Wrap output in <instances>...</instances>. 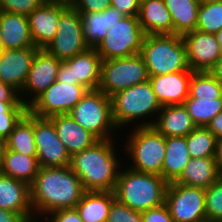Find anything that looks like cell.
Masks as SVG:
<instances>
[{
    "mask_svg": "<svg viewBox=\"0 0 222 222\" xmlns=\"http://www.w3.org/2000/svg\"><path fill=\"white\" fill-rule=\"evenodd\" d=\"M84 192L80 178L69 166L40 167L30 185L35 218L44 219L57 210L75 208Z\"/></svg>",
    "mask_w": 222,
    "mask_h": 222,
    "instance_id": "cell-1",
    "label": "cell"
},
{
    "mask_svg": "<svg viewBox=\"0 0 222 222\" xmlns=\"http://www.w3.org/2000/svg\"><path fill=\"white\" fill-rule=\"evenodd\" d=\"M114 144L113 139L99 140L70 157L69 167L80 178L85 191H114L122 167Z\"/></svg>",
    "mask_w": 222,
    "mask_h": 222,
    "instance_id": "cell-2",
    "label": "cell"
},
{
    "mask_svg": "<svg viewBox=\"0 0 222 222\" xmlns=\"http://www.w3.org/2000/svg\"><path fill=\"white\" fill-rule=\"evenodd\" d=\"M121 167L114 189L115 199L129 208L144 212L165 203L168 182L158 174Z\"/></svg>",
    "mask_w": 222,
    "mask_h": 222,
    "instance_id": "cell-3",
    "label": "cell"
},
{
    "mask_svg": "<svg viewBox=\"0 0 222 222\" xmlns=\"http://www.w3.org/2000/svg\"><path fill=\"white\" fill-rule=\"evenodd\" d=\"M110 98L113 119L118 130L120 129L121 131L123 130L122 127L130 125V123L133 124L137 120L136 127L153 126L156 121L154 118L158 116L162 108L149 80L120 90L110 96ZM148 117L149 119L147 120L146 118ZM151 117L152 119L150 120ZM139 121L142 122L140 123Z\"/></svg>",
    "mask_w": 222,
    "mask_h": 222,
    "instance_id": "cell-4",
    "label": "cell"
},
{
    "mask_svg": "<svg viewBox=\"0 0 222 222\" xmlns=\"http://www.w3.org/2000/svg\"><path fill=\"white\" fill-rule=\"evenodd\" d=\"M140 55L144 59L149 76L192 71L181 35H145Z\"/></svg>",
    "mask_w": 222,
    "mask_h": 222,
    "instance_id": "cell-5",
    "label": "cell"
},
{
    "mask_svg": "<svg viewBox=\"0 0 222 222\" xmlns=\"http://www.w3.org/2000/svg\"><path fill=\"white\" fill-rule=\"evenodd\" d=\"M126 138L124 150L132 160L129 168L138 172L153 173L162 176L165 159V136L153 126L132 127ZM130 155V156H129ZM133 165V166H132Z\"/></svg>",
    "mask_w": 222,
    "mask_h": 222,
    "instance_id": "cell-6",
    "label": "cell"
},
{
    "mask_svg": "<svg viewBox=\"0 0 222 222\" xmlns=\"http://www.w3.org/2000/svg\"><path fill=\"white\" fill-rule=\"evenodd\" d=\"M69 115L99 140L113 139V133L118 130L113 119L111 98L99 90H88Z\"/></svg>",
    "mask_w": 222,
    "mask_h": 222,
    "instance_id": "cell-7",
    "label": "cell"
},
{
    "mask_svg": "<svg viewBox=\"0 0 222 222\" xmlns=\"http://www.w3.org/2000/svg\"><path fill=\"white\" fill-rule=\"evenodd\" d=\"M146 64L140 54L102 60L101 80L98 87L107 96L148 81Z\"/></svg>",
    "mask_w": 222,
    "mask_h": 222,
    "instance_id": "cell-8",
    "label": "cell"
},
{
    "mask_svg": "<svg viewBox=\"0 0 222 222\" xmlns=\"http://www.w3.org/2000/svg\"><path fill=\"white\" fill-rule=\"evenodd\" d=\"M145 35L138 16H125L112 25L95 49L102 60L140 54Z\"/></svg>",
    "mask_w": 222,
    "mask_h": 222,
    "instance_id": "cell-9",
    "label": "cell"
},
{
    "mask_svg": "<svg viewBox=\"0 0 222 222\" xmlns=\"http://www.w3.org/2000/svg\"><path fill=\"white\" fill-rule=\"evenodd\" d=\"M85 43L81 15L68 5L61 13L55 37L45 48L58 60L65 61L88 49Z\"/></svg>",
    "mask_w": 222,
    "mask_h": 222,
    "instance_id": "cell-10",
    "label": "cell"
},
{
    "mask_svg": "<svg viewBox=\"0 0 222 222\" xmlns=\"http://www.w3.org/2000/svg\"><path fill=\"white\" fill-rule=\"evenodd\" d=\"M165 205L174 222H206L205 188L171 182Z\"/></svg>",
    "mask_w": 222,
    "mask_h": 222,
    "instance_id": "cell-11",
    "label": "cell"
},
{
    "mask_svg": "<svg viewBox=\"0 0 222 222\" xmlns=\"http://www.w3.org/2000/svg\"><path fill=\"white\" fill-rule=\"evenodd\" d=\"M87 91L83 85L65 84L56 80L28 106V111L43 118L69 114Z\"/></svg>",
    "mask_w": 222,
    "mask_h": 222,
    "instance_id": "cell-12",
    "label": "cell"
},
{
    "mask_svg": "<svg viewBox=\"0 0 222 222\" xmlns=\"http://www.w3.org/2000/svg\"><path fill=\"white\" fill-rule=\"evenodd\" d=\"M102 58L95 48H88L70 59L61 61L57 81L83 85L88 90H98L101 80Z\"/></svg>",
    "mask_w": 222,
    "mask_h": 222,
    "instance_id": "cell-13",
    "label": "cell"
},
{
    "mask_svg": "<svg viewBox=\"0 0 222 222\" xmlns=\"http://www.w3.org/2000/svg\"><path fill=\"white\" fill-rule=\"evenodd\" d=\"M34 139L40 167H67L70 155L59 139L53 121L34 115Z\"/></svg>",
    "mask_w": 222,
    "mask_h": 222,
    "instance_id": "cell-14",
    "label": "cell"
},
{
    "mask_svg": "<svg viewBox=\"0 0 222 222\" xmlns=\"http://www.w3.org/2000/svg\"><path fill=\"white\" fill-rule=\"evenodd\" d=\"M60 63L61 60H58L45 49H38L32 60L22 91L19 93V99L25 105L29 106L39 95H41L57 80Z\"/></svg>",
    "mask_w": 222,
    "mask_h": 222,
    "instance_id": "cell-15",
    "label": "cell"
},
{
    "mask_svg": "<svg viewBox=\"0 0 222 222\" xmlns=\"http://www.w3.org/2000/svg\"><path fill=\"white\" fill-rule=\"evenodd\" d=\"M182 39L192 71H209L222 55L214 34L196 29L182 35Z\"/></svg>",
    "mask_w": 222,
    "mask_h": 222,
    "instance_id": "cell-16",
    "label": "cell"
},
{
    "mask_svg": "<svg viewBox=\"0 0 222 222\" xmlns=\"http://www.w3.org/2000/svg\"><path fill=\"white\" fill-rule=\"evenodd\" d=\"M37 47L3 49L0 51V82L18 94L22 91Z\"/></svg>",
    "mask_w": 222,
    "mask_h": 222,
    "instance_id": "cell-17",
    "label": "cell"
},
{
    "mask_svg": "<svg viewBox=\"0 0 222 222\" xmlns=\"http://www.w3.org/2000/svg\"><path fill=\"white\" fill-rule=\"evenodd\" d=\"M68 5L44 1L27 17L35 47L45 49L55 37L60 13Z\"/></svg>",
    "mask_w": 222,
    "mask_h": 222,
    "instance_id": "cell-18",
    "label": "cell"
},
{
    "mask_svg": "<svg viewBox=\"0 0 222 222\" xmlns=\"http://www.w3.org/2000/svg\"><path fill=\"white\" fill-rule=\"evenodd\" d=\"M194 71H180L149 76V82L161 106L181 105L189 96L190 80Z\"/></svg>",
    "mask_w": 222,
    "mask_h": 222,
    "instance_id": "cell-19",
    "label": "cell"
},
{
    "mask_svg": "<svg viewBox=\"0 0 222 222\" xmlns=\"http://www.w3.org/2000/svg\"><path fill=\"white\" fill-rule=\"evenodd\" d=\"M0 209L22 215L27 221L34 219L30 200V186L0 173Z\"/></svg>",
    "mask_w": 222,
    "mask_h": 222,
    "instance_id": "cell-20",
    "label": "cell"
},
{
    "mask_svg": "<svg viewBox=\"0 0 222 222\" xmlns=\"http://www.w3.org/2000/svg\"><path fill=\"white\" fill-rule=\"evenodd\" d=\"M50 119L70 156L90 148L99 141L95 135L84 129L69 114L55 115Z\"/></svg>",
    "mask_w": 222,
    "mask_h": 222,
    "instance_id": "cell-21",
    "label": "cell"
},
{
    "mask_svg": "<svg viewBox=\"0 0 222 222\" xmlns=\"http://www.w3.org/2000/svg\"><path fill=\"white\" fill-rule=\"evenodd\" d=\"M0 32L3 49L35 47L26 15L0 11Z\"/></svg>",
    "mask_w": 222,
    "mask_h": 222,
    "instance_id": "cell-22",
    "label": "cell"
},
{
    "mask_svg": "<svg viewBox=\"0 0 222 222\" xmlns=\"http://www.w3.org/2000/svg\"><path fill=\"white\" fill-rule=\"evenodd\" d=\"M153 127L165 137H186L196 125L184 104L162 106Z\"/></svg>",
    "mask_w": 222,
    "mask_h": 222,
    "instance_id": "cell-23",
    "label": "cell"
},
{
    "mask_svg": "<svg viewBox=\"0 0 222 222\" xmlns=\"http://www.w3.org/2000/svg\"><path fill=\"white\" fill-rule=\"evenodd\" d=\"M146 35L173 34V22L164 0H142L138 15Z\"/></svg>",
    "mask_w": 222,
    "mask_h": 222,
    "instance_id": "cell-24",
    "label": "cell"
},
{
    "mask_svg": "<svg viewBox=\"0 0 222 222\" xmlns=\"http://www.w3.org/2000/svg\"><path fill=\"white\" fill-rule=\"evenodd\" d=\"M80 15L85 43L89 48H96L112 25L125 17L111 6L101 12L80 13Z\"/></svg>",
    "mask_w": 222,
    "mask_h": 222,
    "instance_id": "cell-25",
    "label": "cell"
},
{
    "mask_svg": "<svg viewBox=\"0 0 222 222\" xmlns=\"http://www.w3.org/2000/svg\"><path fill=\"white\" fill-rule=\"evenodd\" d=\"M37 156H29L3 148L0 158V173L16 180L23 181L29 186L39 172Z\"/></svg>",
    "mask_w": 222,
    "mask_h": 222,
    "instance_id": "cell-26",
    "label": "cell"
},
{
    "mask_svg": "<svg viewBox=\"0 0 222 222\" xmlns=\"http://www.w3.org/2000/svg\"><path fill=\"white\" fill-rule=\"evenodd\" d=\"M222 173L214 157L191 158L181 176L175 181L186 186L208 188Z\"/></svg>",
    "mask_w": 222,
    "mask_h": 222,
    "instance_id": "cell-27",
    "label": "cell"
},
{
    "mask_svg": "<svg viewBox=\"0 0 222 222\" xmlns=\"http://www.w3.org/2000/svg\"><path fill=\"white\" fill-rule=\"evenodd\" d=\"M191 159L186 137H165V159L162 177L168 182H175L183 173Z\"/></svg>",
    "mask_w": 222,
    "mask_h": 222,
    "instance_id": "cell-28",
    "label": "cell"
},
{
    "mask_svg": "<svg viewBox=\"0 0 222 222\" xmlns=\"http://www.w3.org/2000/svg\"><path fill=\"white\" fill-rule=\"evenodd\" d=\"M114 199V192L85 191L75 208L83 222H107L109 209Z\"/></svg>",
    "mask_w": 222,
    "mask_h": 222,
    "instance_id": "cell-29",
    "label": "cell"
},
{
    "mask_svg": "<svg viewBox=\"0 0 222 222\" xmlns=\"http://www.w3.org/2000/svg\"><path fill=\"white\" fill-rule=\"evenodd\" d=\"M173 22V34L196 30L199 0H164Z\"/></svg>",
    "mask_w": 222,
    "mask_h": 222,
    "instance_id": "cell-30",
    "label": "cell"
},
{
    "mask_svg": "<svg viewBox=\"0 0 222 222\" xmlns=\"http://www.w3.org/2000/svg\"><path fill=\"white\" fill-rule=\"evenodd\" d=\"M4 144L8 150L20 152L24 155L37 156L34 139V114L28 111L16 124Z\"/></svg>",
    "mask_w": 222,
    "mask_h": 222,
    "instance_id": "cell-31",
    "label": "cell"
},
{
    "mask_svg": "<svg viewBox=\"0 0 222 222\" xmlns=\"http://www.w3.org/2000/svg\"><path fill=\"white\" fill-rule=\"evenodd\" d=\"M184 106L196 127H207L210 120L222 111V97L213 100L188 97Z\"/></svg>",
    "mask_w": 222,
    "mask_h": 222,
    "instance_id": "cell-32",
    "label": "cell"
},
{
    "mask_svg": "<svg viewBox=\"0 0 222 222\" xmlns=\"http://www.w3.org/2000/svg\"><path fill=\"white\" fill-rule=\"evenodd\" d=\"M191 158L215 157L217 138L207 127H196L186 136Z\"/></svg>",
    "mask_w": 222,
    "mask_h": 222,
    "instance_id": "cell-33",
    "label": "cell"
},
{
    "mask_svg": "<svg viewBox=\"0 0 222 222\" xmlns=\"http://www.w3.org/2000/svg\"><path fill=\"white\" fill-rule=\"evenodd\" d=\"M203 99L222 97V83L209 71H194L190 80L189 96Z\"/></svg>",
    "mask_w": 222,
    "mask_h": 222,
    "instance_id": "cell-34",
    "label": "cell"
},
{
    "mask_svg": "<svg viewBox=\"0 0 222 222\" xmlns=\"http://www.w3.org/2000/svg\"><path fill=\"white\" fill-rule=\"evenodd\" d=\"M196 29L207 34L222 29V1L200 3Z\"/></svg>",
    "mask_w": 222,
    "mask_h": 222,
    "instance_id": "cell-35",
    "label": "cell"
},
{
    "mask_svg": "<svg viewBox=\"0 0 222 222\" xmlns=\"http://www.w3.org/2000/svg\"><path fill=\"white\" fill-rule=\"evenodd\" d=\"M206 222H222V176L205 188Z\"/></svg>",
    "mask_w": 222,
    "mask_h": 222,
    "instance_id": "cell-36",
    "label": "cell"
},
{
    "mask_svg": "<svg viewBox=\"0 0 222 222\" xmlns=\"http://www.w3.org/2000/svg\"><path fill=\"white\" fill-rule=\"evenodd\" d=\"M107 222H142V214L114 199L109 209Z\"/></svg>",
    "mask_w": 222,
    "mask_h": 222,
    "instance_id": "cell-37",
    "label": "cell"
},
{
    "mask_svg": "<svg viewBox=\"0 0 222 222\" xmlns=\"http://www.w3.org/2000/svg\"><path fill=\"white\" fill-rule=\"evenodd\" d=\"M45 0H0V11L28 16Z\"/></svg>",
    "mask_w": 222,
    "mask_h": 222,
    "instance_id": "cell-38",
    "label": "cell"
},
{
    "mask_svg": "<svg viewBox=\"0 0 222 222\" xmlns=\"http://www.w3.org/2000/svg\"><path fill=\"white\" fill-rule=\"evenodd\" d=\"M141 214L142 222H174L165 203Z\"/></svg>",
    "mask_w": 222,
    "mask_h": 222,
    "instance_id": "cell-39",
    "label": "cell"
},
{
    "mask_svg": "<svg viewBox=\"0 0 222 222\" xmlns=\"http://www.w3.org/2000/svg\"><path fill=\"white\" fill-rule=\"evenodd\" d=\"M27 112L22 101H0V117H23Z\"/></svg>",
    "mask_w": 222,
    "mask_h": 222,
    "instance_id": "cell-40",
    "label": "cell"
},
{
    "mask_svg": "<svg viewBox=\"0 0 222 222\" xmlns=\"http://www.w3.org/2000/svg\"><path fill=\"white\" fill-rule=\"evenodd\" d=\"M111 0H75L73 7L79 13L101 12L110 7Z\"/></svg>",
    "mask_w": 222,
    "mask_h": 222,
    "instance_id": "cell-41",
    "label": "cell"
},
{
    "mask_svg": "<svg viewBox=\"0 0 222 222\" xmlns=\"http://www.w3.org/2000/svg\"><path fill=\"white\" fill-rule=\"evenodd\" d=\"M44 219L47 222H83L76 208L57 210Z\"/></svg>",
    "mask_w": 222,
    "mask_h": 222,
    "instance_id": "cell-42",
    "label": "cell"
},
{
    "mask_svg": "<svg viewBox=\"0 0 222 222\" xmlns=\"http://www.w3.org/2000/svg\"><path fill=\"white\" fill-rule=\"evenodd\" d=\"M110 6L117 9L124 16H138L140 0H111Z\"/></svg>",
    "mask_w": 222,
    "mask_h": 222,
    "instance_id": "cell-43",
    "label": "cell"
},
{
    "mask_svg": "<svg viewBox=\"0 0 222 222\" xmlns=\"http://www.w3.org/2000/svg\"><path fill=\"white\" fill-rule=\"evenodd\" d=\"M22 117H0V138L5 141Z\"/></svg>",
    "mask_w": 222,
    "mask_h": 222,
    "instance_id": "cell-44",
    "label": "cell"
},
{
    "mask_svg": "<svg viewBox=\"0 0 222 222\" xmlns=\"http://www.w3.org/2000/svg\"><path fill=\"white\" fill-rule=\"evenodd\" d=\"M0 101H21L19 94L9 85L0 82Z\"/></svg>",
    "mask_w": 222,
    "mask_h": 222,
    "instance_id": "cell-45",
    "label": "cell"
},
{
    "mask_svg": "<svg viewBox=\"0 0 222 222\" xmlns=\"http://www.w3.org/2000/svg\"><path fill=\"white\" fill-rule=\"evenodd\" d=\"M207 128L217 139L222 137V111L219 112L212 120H210Z\"/></svg>",
    "mask_w": 222,
    "mask_h": 222,
    "instance_id": "cell-46",
    "label": "cell"
},
{
    "mask_svg": "<svg viewBox=\"0 0 222 222\" xmlns=\"http://www.w3.org/2000/svg\"><path fill=\"white\" fill-rule=\"evenodd\" d=\"M27 220L20 214L6 209H0V222H26Z\"/></svg>",
    "mask_w": 222,
    "mask_h": 222,
    "instance_id": "cell-47",
    "label": "cell"
},
{
    "mask_svg": "<svg viewBox=\"0 0 222 222\" xmlns=\"http://www.w3.org/2000/svg\"><path fill=\"white\" fill-rule=\"evenodd\" d=\"M209 72L222 83V55Z\"/></svg>",
    "mask_w": 222,
    "mask_h": 222,
    "instance_id": "cell-48",
    "label": "cell"
},
{
    "mask_svg": "<svg viewBox=\"0 0 222 222\" xmlns=\"http://www.w3.org/2000/svg\"><path fill=\"white\" fill-rule=\"evenodd\" d=\"M214 158L217 162L218 169L222 173V137L217 139Z\"/></svg>",
    "mask_w": 222,
    "mask_h": 222,
    "instance_id": "cell-49",
    "label": "cell"
},
{
    "mask_svg": "<svg viewBox=\"0 0 222 222\" xmlns=\"http://www.w3.org/2000/svg\"><path fill=\"white\" fill-rule=\"evenodd\" d=\"M46 2L61 3L65 5H73L75 0H45Z\"/></svg>",
    "mask_w": 222,
    "mask_h": 222,
    "instance_id": "cell-50",
    "label": "cell"
},
{
    "mask_svg": "<svg viewBox=\"0 0 222 222\" xmlns=\"http://www.w3.org/2000/svg\"><path fill=\"white\" fill-rule=\"evenodd\" d=\"M214 35L216 37V40L218 41L220 51H221V54H222V29Z\"/></svg>",
    "mask_w": 222,
    "mask_h": 222,
    "instance_id": "cell-51",
    "label": "cell"
},
{
    "mask_svg": "<svg viewBox=\"0 0 222 222\" xmlns=\"http://www.w3.org/2000/svg\"><path fill=\"white\" fill-rule=\"evenodd\" d=\"M4 146H5L4 141L0 138V158H1V154H2Z\"/></svg>",
    "mask_w": 222,
    "mask_h": 222,
    "instance_id": "cell-52",
    "label": "cell"
},
{
    "mask_svg": "<svg viewBox=\"0 0 222 222\" xmlns=\"http://www.w3.org/2000/svg\"><path fill=\"white\" fill-rule=\"evenodd\" d=\"M214 1H222V0H199L200 3L214 2Z\"/></svg>",
    "mask_w": 222,
    "mask_h": 222,
    "instance_id": "cell-53",
    "label": "cell"
},
{
    "mask_svg": "<svg viewBox=\"0 0 222 222\" xmlns=\"http://www.w3.org/2000/svg\"><path fill=\"white\" fill-rule=\"evenodd\" d=\"M37 220V221H36ZM41 220L42 219H36V218H34V219H32V220H28V221H26V222H41ZM44 221V219L42 220V222ZM45 222H46V220H45Z\"/></svg>",
    "mask_w": 222,
    "mask_h": 222,
    "instance_id": "cell-54",
    "label": "cell"
},
{
    "mask_svg": "<svg viewBox=\"0 0 222 222\" xmlns=\"http://www.w3.org/2000/svg\"><path fill=\"white\" fill-rule=\"evenodd\" d=\"M3 50V41H2V36L0 32V51Z\"/></svg>",
    "mask_w": 222,
    "mask_h": 222,
    "instance_id": "cell-55",
    "label": "cell"
}]
</instances>
